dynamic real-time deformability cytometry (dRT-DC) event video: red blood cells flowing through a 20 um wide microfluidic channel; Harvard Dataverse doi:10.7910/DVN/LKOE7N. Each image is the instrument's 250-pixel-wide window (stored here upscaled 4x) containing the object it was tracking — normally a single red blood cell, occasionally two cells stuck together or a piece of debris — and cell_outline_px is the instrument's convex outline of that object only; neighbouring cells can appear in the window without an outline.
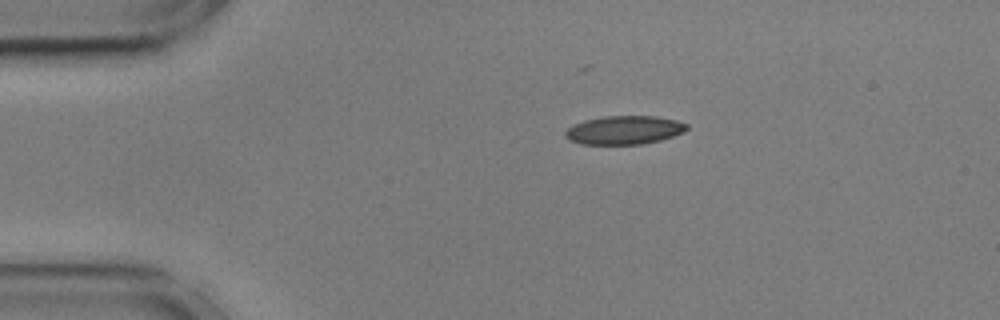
{"species": "common noctule bat (a hibernating species)", "species_latin": "Nyctalus noctula", "temperature_condition": "cold", "stored_images_in_passage": 31, "camera_frame_rate_fps": 3000, "um_per_image_px": 0.085, "animal": {"sex": "male", "body_mass_g": 17.9, "forearm_length_mm": 54.2}, "frame": {"image": 1, "passage_image": 1, "time_ms": 0.0, "image_size_px": [1000, 320], "cell_outline_px": [[688, 128], [684, 132], [660, 140], [644, 144], [580, 144], [568, 140], [564, 136], [564, 132], [568, 128], [584, 120], [604, 116], [656, 116], [676, 120], [688, 124]], "centroid_in_image_um": [53.05, 11.06], "position_along_channel_um": 31.9, "area_um2": 20.29}}
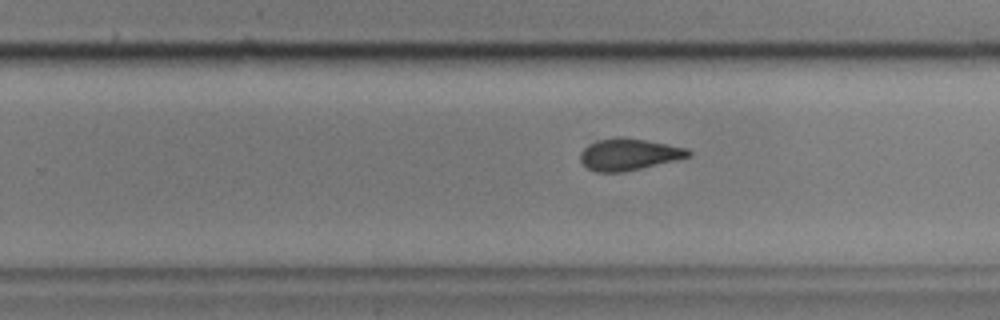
{"frame": {"image": 2, "passage_image": 25, "time_ms": 8.0, "image_size_px": [1000, 320], "cell_outline_px": [[692, 156], [676, 160], [640, 168], [620, 172], [596, 172], [588, 168], [580, 160], [580, 152], [588, 144], [596, 140], [620, 136], [644, 140], [688, 148], [692, 152]], "centroid_in_image_um": [53.44, 13.11], "position_along_channel_um": 276.4, "area_um2": 19.88}}
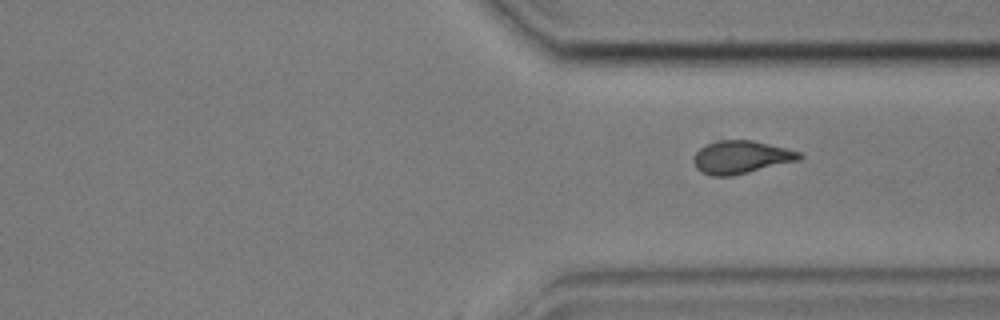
{"frame": {"image": 3, "passage_image": 31, "time_ms": 10.0, "image_size_px": [1000, 320], "cell_outline_px": [[804, 156], [800, 160], [732, 176], [712, 176], [700, 172], [696, 168], [692, 160], [692, 156], [700, 148], [716, 140], [752, 140], [788, 148], [800, 152]], "centroid_in_image_um": [62.99, 13.36], "position_along_channel_um": 348.4, "area_um2": 20.52}}